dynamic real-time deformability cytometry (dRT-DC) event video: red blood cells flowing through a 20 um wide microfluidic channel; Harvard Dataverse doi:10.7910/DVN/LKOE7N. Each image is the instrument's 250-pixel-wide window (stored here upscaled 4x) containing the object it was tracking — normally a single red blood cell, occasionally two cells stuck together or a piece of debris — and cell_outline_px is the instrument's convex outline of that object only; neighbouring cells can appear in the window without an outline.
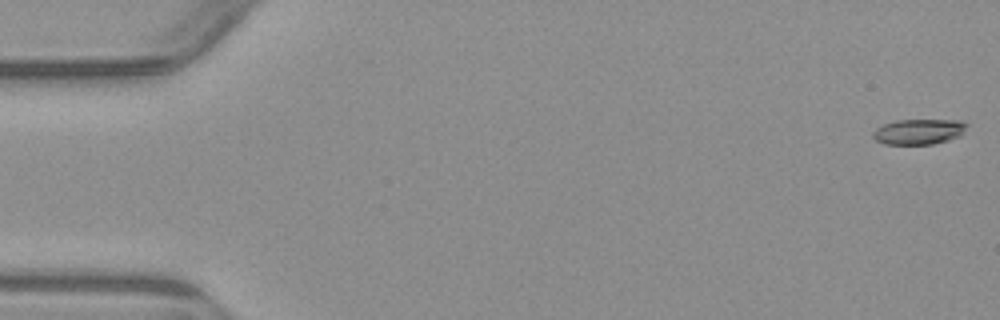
{"species": "common noctule bat (a hibernating species)", "species_latin": "Nyctalus noctula", "temperature_condition": "warm", "stored_images_in_passage": 5, "camera_frame_rate_fps": 3000, "um_per_image_px": 0.085, "animal": {"sex": "male", "body_mass_g": 23.1, "forearm_length_mm": 52.7}, "frame": {"image": 1, "passage_image": 1, "time_ms": 0.0, "image_size_px": [1000, 320], "cell_outline_px": [[968, 124], [960, 136], [948, 140], [932, 144], [884, 144], [876, 140], [872, 136], [872, 132], [876, 128], [884, 124], [896, 120], [960, 120]], "centroid_in_image_um": [78.08, 11.19], "position_along_channel_um": 6.9, "area_um2": 13.87}}